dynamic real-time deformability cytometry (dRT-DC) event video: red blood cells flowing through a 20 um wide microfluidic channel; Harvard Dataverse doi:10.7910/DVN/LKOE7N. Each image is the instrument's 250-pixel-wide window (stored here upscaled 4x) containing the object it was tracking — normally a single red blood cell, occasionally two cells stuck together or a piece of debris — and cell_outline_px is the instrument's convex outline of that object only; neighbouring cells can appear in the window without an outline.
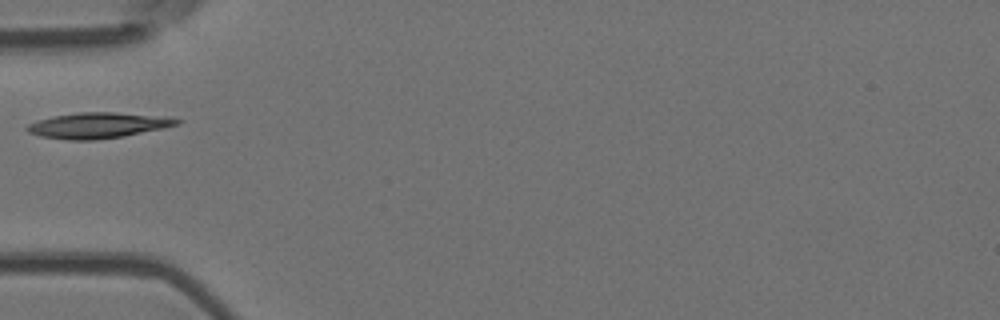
{"species": "Egyptian fruit bat (a non-hibernating species)", "species_latin": "Rousettus aegyptiacus", "temperature_condition": "room temperature", "stored_images_in_passage": 1, "camera_frame_rate_fps": 3000, "um_per_image_px": 0.085, "animal": {"sex": "female"}, "frame": {"image": 1, "passage_image": 1, "time_ms": 0.0, "image_size_px": [1000, 320], "cell_outline_px": [[184, 120], [180, 124], [164, 128], [124, 136], [96, 140], [68, 140], [40, 136], [28, 132], [24, 128], [28, 124], [52, 116], [80, 112], [112, 112], [168, 116]], "centroid_in_image_um": [8.38, 10.65], "position_along_channel_um": 76.6, "area_um2": 22.6}}